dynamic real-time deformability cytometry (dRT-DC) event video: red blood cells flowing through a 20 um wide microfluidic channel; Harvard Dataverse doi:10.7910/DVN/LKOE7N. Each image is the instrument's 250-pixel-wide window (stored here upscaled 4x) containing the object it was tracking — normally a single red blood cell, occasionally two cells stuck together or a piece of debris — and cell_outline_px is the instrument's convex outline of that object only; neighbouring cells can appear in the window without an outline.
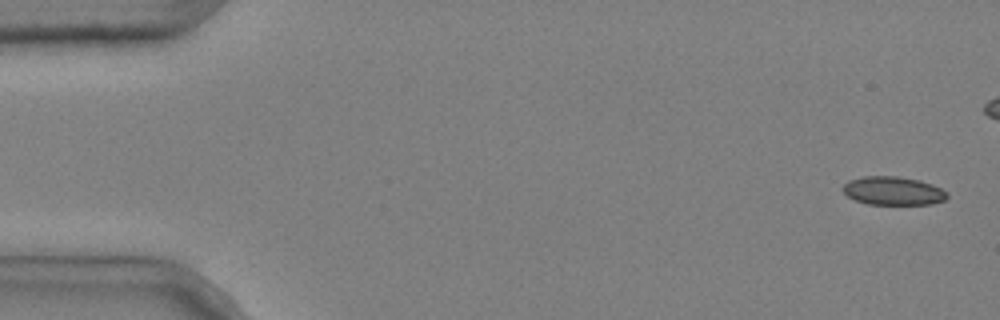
{"species": "common noctule bat (a hibernating species)", "species_latin": "Nyctalus noctula", "temperature_condition": "cold", "stored_images_in_passage": 7, "camera_frame_rate_fps": 3000, "um_per_image_px": 0.085, "animal": {"sex": "male", "body_mass_g": 20.4}, "frame": {"image": 1, "passage_image": 1, "time_ms": 0.0, "image_size_px": [1000, 320], "cell_outline_px": [[948, 196], [944, 200], [932, 204], [868, 204], [856, 200], [848, 196], [844, 192], [844, 184], [848, 180], [864, 176], [896, 176], [920, 180], [932, 184], [948, 192]], "centroid_in_image_um": [75.94, 16.21], "position_along_channel_um": 9.1, "area_um2": 17.22}}
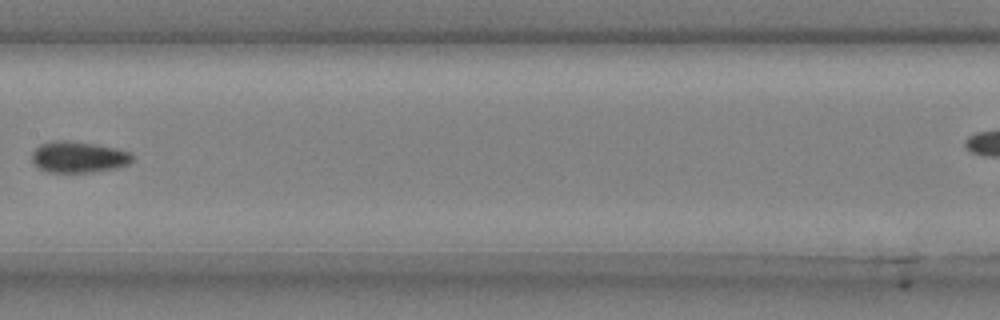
{"frame": {"image": 2, "passage_image": 7, "time_ms": 2.0, "image_size_px": [1000, 320], "cell_outline_px": [[132, 160], [128, 164], [116, 168], [88, 172], [48, 172], [40, 168], [32, 160], [32, 152], [40, 144], [56, 140], [68, 140], [116, 148], [128, 152], [132, 156]], "centroid_in_image_um": [6.65, 13.34], "position_along_channel_um": 200.8, "area_um2": 17.98}}